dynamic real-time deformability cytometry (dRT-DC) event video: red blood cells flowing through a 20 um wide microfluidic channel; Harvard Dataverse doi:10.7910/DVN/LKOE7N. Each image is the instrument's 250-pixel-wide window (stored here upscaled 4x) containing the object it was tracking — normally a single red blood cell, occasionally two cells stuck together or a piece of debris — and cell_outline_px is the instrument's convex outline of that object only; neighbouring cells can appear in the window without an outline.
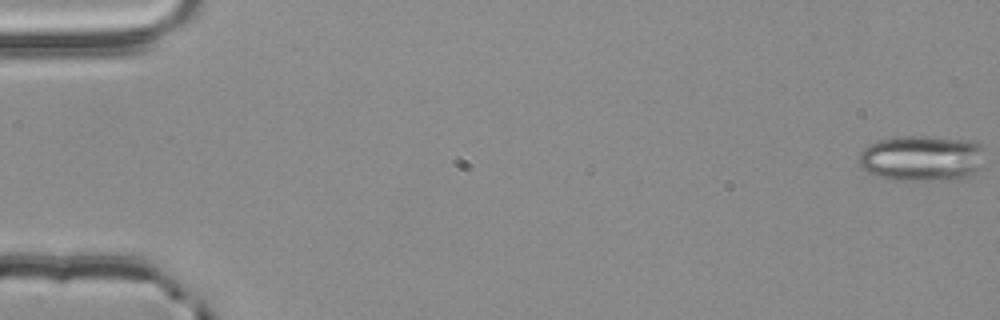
{"species": "common noctule bat (a hibernating species)", "species_latin": "Nyctalus noctula", "temperature_condition": "room temperature", "stored_images_in_passage": 5, "segment_of_instrument_passage": [1, 2], "camera_frame_rate_fps": 3000, "um_per_image_px": 0.085, "animal": {"sex": "male", "body_mass_g": 20.4}, "frame": {"image": 1, "passage_image": 1, "time_ms": 0.0, "image_size_px": [1000, 320], "cell_outline_px": [[984, 148], [980, 168], [968, 180], [896, 180], [880, 176], [868, 172], [860, 164], [860, 152], [868, 144], [880, 140], [912, 136], [924, 136], [960, 140], [984, 144]], "centroid_in_image_um": [78.42, 13.48], "position_along_channel_um": 6.6, "area_um2": 33.58}}